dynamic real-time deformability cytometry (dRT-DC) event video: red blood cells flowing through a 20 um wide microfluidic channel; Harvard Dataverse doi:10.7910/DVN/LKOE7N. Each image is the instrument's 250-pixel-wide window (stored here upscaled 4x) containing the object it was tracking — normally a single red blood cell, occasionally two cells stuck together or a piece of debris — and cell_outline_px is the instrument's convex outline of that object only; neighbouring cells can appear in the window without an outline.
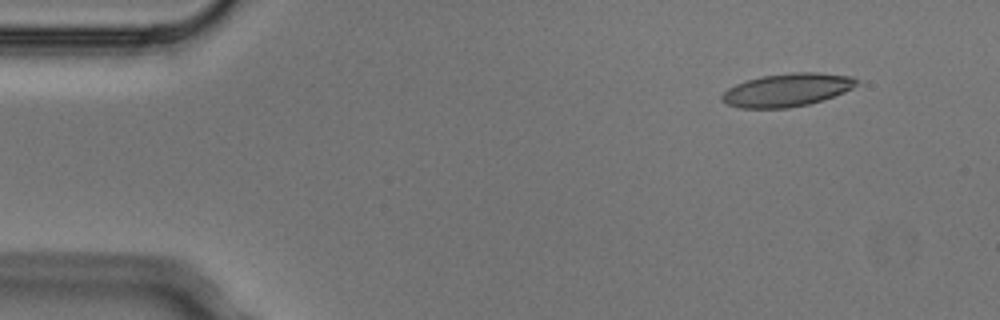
{"species": "Egyptian fruit bat (a non-hibernating species)", "species_latin": "Rousettus aegyptiacus", "temperature_condition": "cold", "stored_images_in_passage": 4, "camera_frame_rate_fps": 3000, "um_per_image_px": 0.085, "animal": {"sex": "male"}, "frame": {"image": 1, "passage_image": 2, "time_ms": 0.333, "image_size_px": [1000, 320], "cell_outline_px": [[856, 84], [852, 88], [844, 92], [824, 100], [808, 104], [788, 108], [740, 108], [724, 104], [720, 100], [720, 96], [728, 88], [736, 84], [760, 76], [792, 72], [816, 72], [852, 76], [856, 80]], "centroid_in_image_um": [66.86, 7.65], "position_along_channel_um": 18.1, "area_um2": 26.07}}